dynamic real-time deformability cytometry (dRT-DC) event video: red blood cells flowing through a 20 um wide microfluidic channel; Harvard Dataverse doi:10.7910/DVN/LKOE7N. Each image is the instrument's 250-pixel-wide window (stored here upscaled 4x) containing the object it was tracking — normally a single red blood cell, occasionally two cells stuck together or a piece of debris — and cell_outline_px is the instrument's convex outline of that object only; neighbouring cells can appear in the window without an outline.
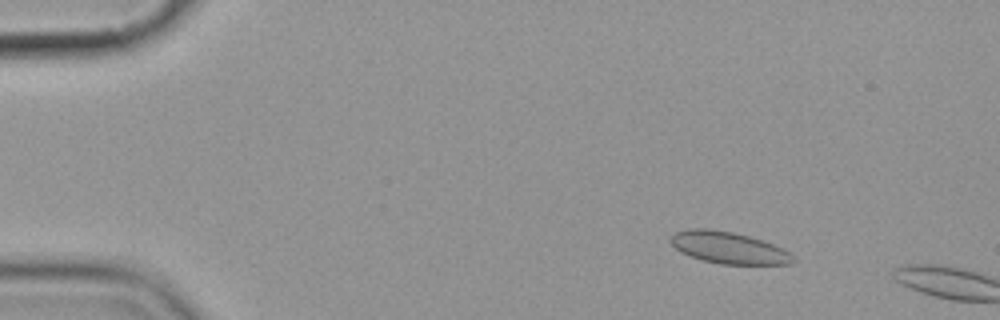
{"species": "common noctule bat (a hibernating species)", "species_latin": "Nyctalus noctula", "temperature_condition": "cold", "stored_images_in_passage": 5, "camera_frame_rate_fps": 3000, "um_per_image_px": 0.085, "animal": {"sex": "female", "body_mass_g": 19.9}, "frame": {"image": 1, "passage_image": 3, "time_ms": 2.333, "image_size_px": [1000, 320], "cell_outline_px": [[796, 260], [792, 264], [720, 264], [688, 256], [680, 252], [668, 240], [676, 232], [688, 228], [708, 228], [732, 232], [748, 236], [772, 244], [788, 252]], "centroid_in_image_um": [61.88, 21.05], "position_along_channel_um": 23.1, "area_um2": 22.48}}